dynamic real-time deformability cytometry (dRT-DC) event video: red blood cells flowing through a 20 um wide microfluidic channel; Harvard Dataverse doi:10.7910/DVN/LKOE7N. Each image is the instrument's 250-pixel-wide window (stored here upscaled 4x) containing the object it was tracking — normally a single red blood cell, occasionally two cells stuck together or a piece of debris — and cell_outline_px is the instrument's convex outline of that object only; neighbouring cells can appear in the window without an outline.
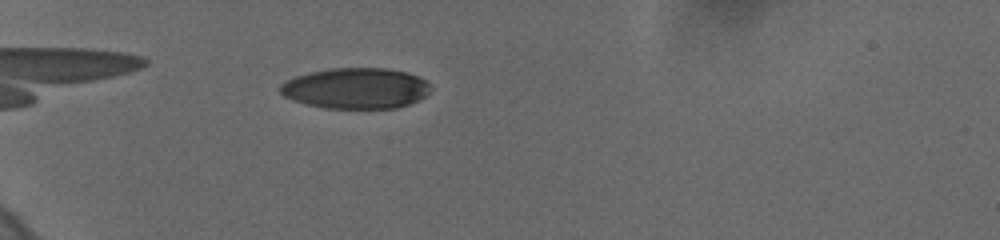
{"species": "human", "species_latin": "Homo sapiens", "temperature_condition": "cold", "stored_images_in_passage": 49, "camera_frame_rate_fps": 3000, "um_per_image_px": 0.085, "donor": {"sex": "female"}, "frame": {"image": 1, "passage_image": 5, "time_ms": 1.0, "image_size_px": [1000, 240], "cell_outline_px": [[428, 92], [420, 100], [396, 108], [324, 108], [304, 104], [292, 100], [284, 96], [280, 92], [280, 84], [296, 76], [308, 72], [332, 68], [388, 68], [408, 72], [424, 80], [428, 84]], "centroid_in_image_um": [30.21, 7.5], "position_along_channel_um": 54.8, "area_um2": 35.72}}
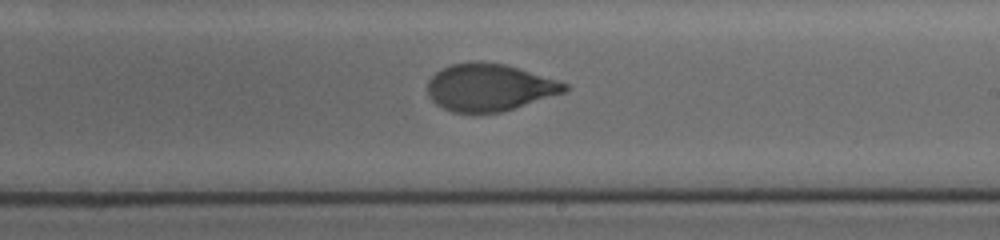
{"frame": {"image": 2, "passage_image": 25, "time_ms": 7.0, "image_size_px": [1000, 240], "cell_outline_px": [[568, 88], [564, 92], [504, 112], [452, 112], [436, 104], [432, 100], [428, 92], [428, 80], [436, 72], [452, 64], [504, 64], [556, 80], [568, 84]], "centroid_in_image_um": [41.6, 7.47], "position_along_channel_um": 247.4, "area_um2": 36.65}}
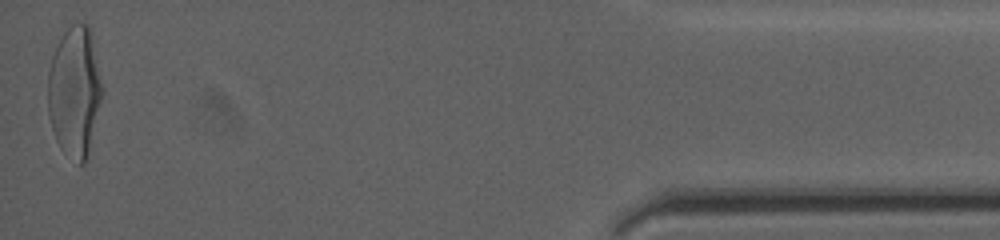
{"frame": {"image": 3, "passage_image": 48, "time_ms": 13.667, "image_size_px": [1000, 240], "cell_outline_px": [[104, 92], [88, 160], [84, 164], [80, 164], [60, 148], [56, 140], [48, 116], [48, 72], [52, 56], [56, 44], [64, 32], [72, 24], [88, 24]], "centroid_in_image_um": [6.35, 7.85], "position_along_channel_um": 428.8, "area_um2": 41.5}, "authors_computed_cell_mechanics": {"area_um2": 38.7838, "velocity_mm_per_s": 3.7021, "shape_relaxation_time_tau1_ms": 4.8209, "shape_relaxation_time_tau2_ms": 0.8252, "deformation_change_tau1": 0.2021, "deformation_change_tau2": 0.0511}}